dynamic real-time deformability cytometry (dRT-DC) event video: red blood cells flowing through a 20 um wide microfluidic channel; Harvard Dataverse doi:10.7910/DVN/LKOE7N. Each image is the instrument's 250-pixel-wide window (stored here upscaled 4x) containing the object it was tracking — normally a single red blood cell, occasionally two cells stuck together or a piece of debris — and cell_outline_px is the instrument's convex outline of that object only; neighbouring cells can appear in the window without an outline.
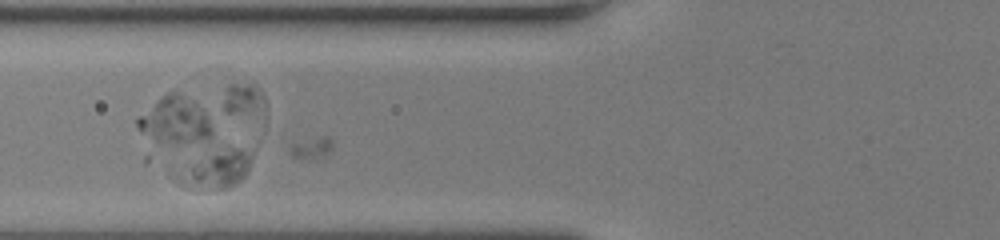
{"species": "human", "species_latin": "Homo sapiens", "temperature_condition": "room temperature", "stored_images_in_passage": 39, "camera_frame_rate_fps": 3000, "um_per_image_px": 0.085, "donor": {"sex": "female"}, "frame": {"image": 1, "passage_image": 4, "time_ms": 1.0, "image_size_px": [1000, 240], "cell_outline_px": [[256, 148], [248, 168], [244, 176], [240, 180], [228, 188], [184, 188], [176, 184], [172, 180], [172, 172], [228, 148]], "centroid_in_image_um": [18.33, 14.43], "position_along_channel_um": 107.5, "area_um2": 16.3}}